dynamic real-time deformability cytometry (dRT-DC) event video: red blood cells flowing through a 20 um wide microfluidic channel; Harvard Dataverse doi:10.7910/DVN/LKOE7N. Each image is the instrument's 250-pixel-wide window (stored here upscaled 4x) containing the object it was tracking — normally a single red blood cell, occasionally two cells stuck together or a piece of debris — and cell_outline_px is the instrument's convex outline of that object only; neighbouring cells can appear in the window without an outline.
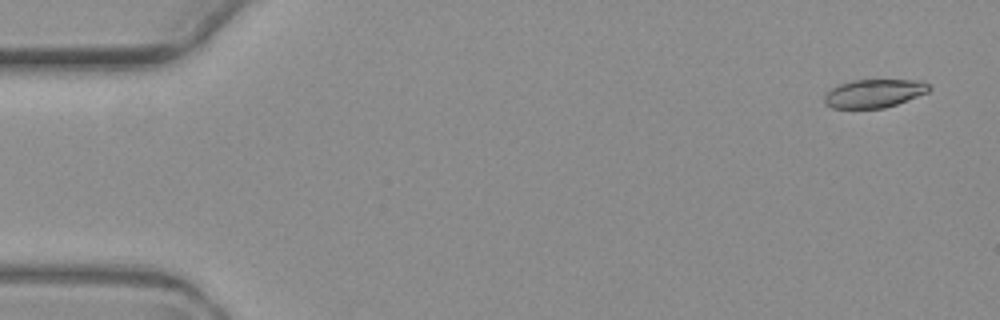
{"species": "common noctule bat (a hibernating species)", "species_latin": "Nyctalus noctula", "temperature_condition": "warm", "stored_images_in_passage": 2, "camera_frame_rate_fps": 3000, "um_per_image_px": 0.085, "animal": {"sex": "female", "body_mass_g": 19.3, "forearm_length_mm": 54.1}, "frame": {"image": 1, "passage_image": 2, "time_ms": 1.0, "image_size_px": [1000, 320], "cell_outline_px": [[932, 88], [928, 92], [896, 104], [884, 108], [832, 108], [824, 104], [824, 96], [832, 88], [840, 84], [852, 80], [920, 80], [928, 84]], "centroid_in_image_um": [74.29, 7.94], "position_along_channel_um": 10.7, "area_um2": 17.22}}